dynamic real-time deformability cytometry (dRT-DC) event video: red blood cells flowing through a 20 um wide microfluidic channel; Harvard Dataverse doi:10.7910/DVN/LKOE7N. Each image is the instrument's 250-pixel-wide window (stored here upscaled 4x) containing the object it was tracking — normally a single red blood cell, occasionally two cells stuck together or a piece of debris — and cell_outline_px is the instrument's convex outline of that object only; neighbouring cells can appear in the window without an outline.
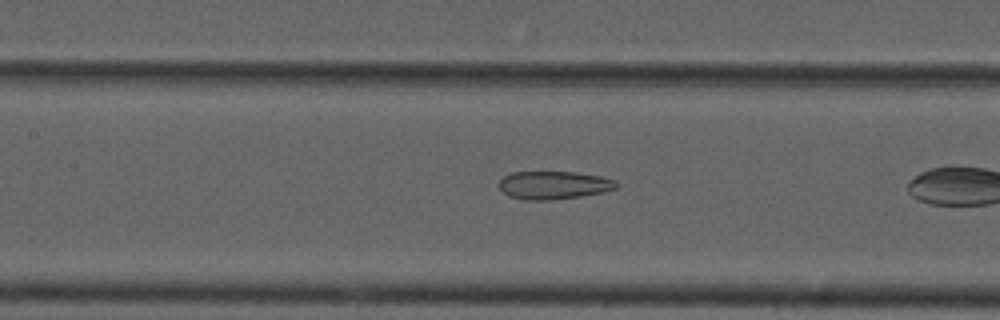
{"species": "common noctule bat (a hibernating species)", "species_latin": "Nyctalus noctula", "temperature_condition": "cold", "stored_images_in_passage": 31, "camera_frame_rate_fps": 3000, "um_per_image_px": 0.085, "animal": {"sex": "male", "forearm_length_mm": 52.5}, "frame": {"image": 1, "passage_image": 22, "time_ms": 7.0, "image_size_px": [1000, 320], "cell_outline_px": [[620, 184], [616, 188], [604, 192], [580, 196], [552, 200], [524, 200], [508, 196], [496, 184], [504, 176], [512, 172], [576, 172], [600, 176], [616, 180]], "centroid_in_image_um": [47.07, 15.74], "position_along_channel_um": 160.3, "area_um2": 19.36}}